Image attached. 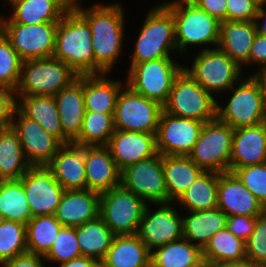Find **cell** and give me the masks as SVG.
Segmentation results:
<instances>
[{"label": "cell", "mask_w": 266, "mask_h": 267, "mask_svg": "<svg viewBox=\"0 0 266 267\" xmlns=\"http://www.w3.org/2000/svg\"><path fill=\"white\" fill-rule=\"evenodd\" d=\"M156 134L116 130L107 147L118 169L149 159L158 154Z\"/></svg>", "instance_id": "cell-20"}, {"label": "cell", "mask_w": 266, "mask_h": 267, "mask_svg": "<svg viewBox=\"0 0 266 267\" xmlns=\"http://www.w3.org/2000/svg\"><path fill=\"white\" fill-rule=\"evenodd\" d=\"M58 23H0V31L22 60L53 57Z\"/></svg>", "instance_id": "cell-13"}, {"label": "cell", "mask_w": 266, "mask_h": 267, "mask_svg": "<svg viewBox=\"0 0 266 267\" xmlns=\"http://www.w3.org/2000/svg\"><path fill=\"white\" fill-rule=\"evenodd\" d=\"M17 109L26 117L38 122L49 134L62 144L72 143L63 133L54 96H16Z\"/></svg>", "instance_id": "cell-28"}, {"label": "cell", "mask_w": 266, "mask_h": 267, "mask_svg": "<svg viewBox=\"0 0 266 267\" xmlns=\"http://www.w3.org/2000/svg\"><path fill=\"white\" fill-rule=\"evenodd\" d=\"M204 122L161 112L156 132L157 151L161 155L188 156L198 140Z\"/></svg>", "instance_id": "cell-16"}, {"label": "cell", "mask_w": 266, "mask_h": 267, "mask_svg": "<svg viewBox=\"0 0 266 267\" xmlns=\"http://www.w3.org/2000/svg\"><path fill=\"white\" fill-rule=\"evenodd\" d=\"M173 14L177 51L187 52V46L212 44L218 46L220 21L200 9L191 0H171L163 3Z\"/></svg>", "instance_id": "cell-3"}, {"label": "cell", "mask_w": 266, "mask_h": 267, "mask_svg": "<svg viewBox=\"0 0 266 267\" xmlns=\"http://www.w3.org/2000/svg\"><path fill=\"white\" fill-rule=\"evenodd\" d=\"M99 200L100 193L93 190H65L55 217L63 226H80L99 216Z\"/></svg>", "instance_id": "cell-25"}, {"label": "cell", "mask_w": 266, "mask_h": 267, "mask_svg": "<svg viewBox=\"0 0 266 267\" xmlns=\"http://www.w3.org/2000/svg\"><path fill=\"white\" fill-rule=\"evenodd\" d=\"M265 6H266V2L260 3L256 18H255L257 33L263 36H266V9H264ZM264 19H265V22H264ZM259 20L261 21L259 22Z\"/></svg>", "instance_id": "cell-54"}, {"label": "cell", "mask_w": 266, "mask_h": 267, "mask_svg": "<svg viewBox=\"0 0 266 267\" xmlns=\"http://www.w3.org/2000/svg\"><path fill=\"white\" fill-rule=\"evenodd\" d=\"M246 259L266 267V211L256 217L255 229L245 242Z\"/></svg>", "instance_id": "cell-45"}, {"label": "cell", "mask_w": 266, "mask_h": 267, "mask_svg": "<svg viewBox=\"0 0 266 267\" xmlns=\"http://www.w3.org/2000/svg\"><path fill=\"white\" fill-rule=\"evenodd\" d=\"M19 180L32 217L55 215L65 190L47 166H31Z\"/></svg>", "instance_id": "cell-17"}, {"label": "cell", "mask_w": 266, "mask_h": 267, "mask_svg": "<svg viewBox=\"0 0 266 267\" xmlns=\"http://www.w3.org/2000/svg\"><path fill=\"white\" fill-rule=\"evenodd\" d=\"M100 262L85 256H81L59 264V267H100Z\"/></svg>", "instance_id": "cell-52"}, {"label": "cell", "mask_w": 266, "mask_h": 267, "mask_svg": "<svg viewBox=\"0 0 266 267\" xmlns=\"http://www.w3.org/2000/svg\"><path fill=\"white\" fill-rule=\"evenodd\" d=\"M217 101V98L215 99L183 69L174 79L163 111L206 123L216 118Z\"/></svg>", "instance_id": "cell-7"}, {"label": "cell", "mask_w": 266, "mask_h": 267, "mask_svg": "<svg viewBox=\"0 0 266 267\" xmlns=\"http://www.w3.org/2000/svg\"><path fill=\"white\" fill-rule=\"evenodd\" d=\"M176 203H158L153 212L146 205L137 236L152 251L154 248L183 238V218L174 207ZM158 205V206H157Z\"/></svg>", "instance_id": "cell-15"}, {"label": "cell", "mask_w": 266, "mask_h": 267, "mask_svg": "<svg viewBox=\"0 0 266 267\" xmlns=\"http://www.w3.org/2000/svg\"><path fill=\"white\" fill-rule=\"evenodd\" d=\"M232 172L266 208V163L247 165Z\"/></svg>", "instance_id": "cell-44"}, {"label": "cell", "mask_w": 266, "mask_h": 267, "mask_svg": "<svg viewBox=\"0 0 266 267\" xmlns=\"http://www.w3.org/2000/svg\"><path fill=\"white\" fill-rule=\"evenodd\" d=\"M17 108L16 93L13 89L0 87V129L11 126Z\"/></svg>", "instance_id": "cell-47"}, {"label": "cell", "mask_w": 266, "mask_h": 267, "mask_svg": "<svg viewBox=\"0 0 266 267\" xmlns=\"http://www.w3.org/2000/svg\"><path fill=\"white\" fill-rule=\"evenodd\" d=\"M217 208L227 216L257 217L266 211L233 172L218 173Z\"/></svg>", "instance_id": "cell-19"}, {"label": "cell", "mask_w": 266, "mask_h": 267, "mask_svg": "<svg viewBox=\"0 0 266 267\" xmlns=\"http://www.w3.org/2000/svg\"><path fill=\"white\" fill-rule=\"evenodd\" d=\"M242 79V80H241ZM236 87L233 85V94L227 105L216 106V117L233 129L258 125L266 122V109L258 85L251 76L242 77Z\"/></svg>", "instance_id": "cell-11"}, {"label": "cell", "mask_w": 266, "mask_h": 267, "mask_svg": "<svg viewBox=\"0 0 266 267\" xmlns=\"http://www.w3.org/2000/svg\"><path fill=\"white\" fill-rule=\"evenodd\" d=\"M4 221V218H3V216H2V214L0 213V225H1V223Z\"/></svg>", "instance_id": "cell-56"}, {"label": "cell", "mask_w": 266, "mask_h": 267, "mask_svg": "<svg viewBox=\"0 0 266 267\" xmlns=\"http://www.w3.org/2000/svg\"><path fill=\"white\" fill-rule=\"evenodd\" d=\"M27 253L26 225L4 220L0 225V265Z\"/></svg>", "instance_id": "cell-41"}, {"label": "cell", "mask_w": 266, "mask_h": 267, "mask_svg": "<svg viewBox=\"0 0 266 267\" xmlns=\"http://www.w3.org/2000/svg\"><path fill=\"white\" fill-rule=\"evenodd\" d=\"M22 59L0 31V87L15 91L20 77Z\"/></svg>", "instance_id": "cell-43"}, {"label": "cell", "mask_w": 266, "mask_h": 267, "mask_svg": "<svg viewBox=\"0 0 266 267\" xmlns=\"http://www.w3.org/2000/svg\"><path fill=\"white\" fill-rule=\"evenodd\" d=\"M113 116L85 111L80 134L72 143L80 146H107L115 131Z\"/></svg>", "instance_id": "cell-40"}, {"label": "cell", "mask_w": 266, "mask_h": 267, "mask_svg": "<svg viewBox=\"0 0 266 267\" xmlns=\"http://www.w3.org/2000/svg\"><path fill=\"white\" fill-rule=\"evenodd\" d=\"M200 9L206 11L210 16L215 17L220 22L227 20L228 0H191Z\"/></svg>", "instance_id": "cell-49"}, {"label": "cell", "mask_w": 266, "mask_h": 267, "mask_svg": "<svg viewBox=\"0 0 266 267\" xmlns=\"http://www.w3.org/2000/svg\"><path fill=\"white\" fill-rule=\"evenodd\" d=\"M162 166L168 203L176 202L204 171L189 156L182 155H162Z\"/></svg>", "instance_id": "cell-31"}, {"label": "cell", "mask_w": 266, "mask_h": 267, "mask_svg": "<svg viewBox=\"0 0 266 267\" xmlns=\"http://www.w3.org/2000/svg\"><path fill=\"white\" fill-rule=\"evenodd\" d=\"M218 173L203 171L175 202L187 211L217 208Z\"/></svg>", "instance_id": "cell-35"}, {"label": "cell", "mask_w": 266, "mask_h": 267, "mask_svg": "<svg viewBox=\"0 0 266 267\" xmlns=\"http://www.w3.org/2000/svg\"><path fill=\"white\" fill-rule=\"evenodd\" d=\"M234 129L217 117L204 123L188 155L204 171L229 172Z\"/></svg>", "instance_id": "cell-10"}, {"label": "cell", "mask_w": 266, "mask_h": 267, "mask_svg": "<svg viewBox=\"0 0 266 267\" xmlns=\"http://www.w3.org/2000/svg\"><path fill=\"white\" fill-rule=\"evenodd\" d=\"M30 167L16 131L0 129V180L20 179Z\"/></svg>", "instance_id": "cell-34"}, {"label": "cell", "mask_w": 266, "mask_h": 267, "mask_svg": "<svg viewBox=\"0 0 266 267\" xmlns=\"http://www.w3.org/2000/svg\"><path fill=\"white\" fill-rule=\"evenodd\" d=\"M162 111L160 103L135 92L125 84L117 97L114 128L156 134Z\"/></svg>", "instance_id": "cell-12"}, {"label": "cell", "mask_w": 266, "mask_h": 267, "mask_svg": "<svg viewBox=\"0 0 266 267\" xmlns=\"http://www.w3.org/2000/svg\"><path fill=\"white\" fill-rule=\"evenodd\" d=\"M249 63L266 66V36L256 34L249 53Z\"/></svg>", "instance_id": "cell-50"}, {"label": "cell", "mask_w": 266, "mask_h": 267, "mask_svg": "<svg viewBox=\"0 0 266 267\" xmlns=\"http://www.w3.org/2000/svg\"><path fill=\"white\" fill-rule=\"evenodd\" d=\"M259 6L257 0H228L227 20L255 21Z\"/></svg>", "instance_id": "cell-46"}, {"label": "cell", "mask_w": 266, "mask_h": 267, "mask_svg": "<svg viewBox=\"0 0 266 267\" xmlns=\"http://www.w3.org/2000/svg\"><path fill=\"white\" fill-rule=\"evenodd\" d=\"M256 217L232 215L227 216L226 228L244 242L255 229Z\"/></svg>", "instance_id": "cell-48"}, {"label": "cell", "mask_w": 266, "mask_h": 267, "mask_svg": "<svg viewBox=\"0 0 266 267\" xmlns=\"http://www.w3.org/2000/svg\"><path fill=\"white\" fill-rule=\"evenodd\" d=\"M11 127L16 131L26 160L31 166H47L63 145L38 122L24 116L17 108Z\"/></svg>", "instance_id": "cell-18"}, {"label": "cell", "mask_w": 266, "mask_h": 267, "mask_svg": "<svg viewBox=\"0 0 266 267\" xmlns=\"http://www.w3.org/2000/svg\"><path fill=\"white\" fill-rule=\"evenodd\" d=\"M81 256L82 253L76 237V227L63 226L49 252L43 258L45 262L60 264Z\"/></svg>", "instance_id": "cell-42"}, {"label": "cell", "mask_w": 266, "mask_h": 267, "mask_svg": "<svg viewBox=\"0 0 266 267\" xmlns=\"http://www.w3.org/2000/svg\"><path fill=\"white\" fill-rule=\"evenodd\" d=\"M78 78L66 63L54 57L23 60L16 96H55Z\"/></svg>", "instance_id": "cell-5"}, {"label": "cell", "mask_w": 266, "mask_h": 267, "mask_svg": "<svg viewBox=\"0 0 266 267\" xmlns=\"http://www.w3.org/2000/svg\"><path fill=\"white\" fill-rule=\"evenodd\" d=\"M73 0L72 7L88 22L92 33L95 75L109 74L122 54L124 9L120 3L94 4L84 9Z\"/></svg>", "instance_id": "cell-1"}, {"label": "cell", "mask_w": 266, "mask_h": 267, "mask_svg": "<svg viewBox=\"0 0 266 267\" xmlns=\"http://www.w3.org/2000/svg\"><path fill=\"white\" fill-rule=\"evenodd\" d=\"M258 85L266 109V66L260 67L255 74L250 75Z\"/></svg>", "instance_id": "cell-53"}, {"label": "cell", "mask_w": 266, "mask_h": 267, "mask_svg": "<svg viewBox=\"0 0 266 267\" xmlns=\"http://www.w3.org/2000/svg\"><path fill=\"white\" fill-rule=\"evenodd\" d=\"M114 236L99 216L76 227V237L82 256L99 262L106 255Z\"/></svg>", "instance_id": "cell-36"}, {"label": "cell", "mask_w": 266, "mask_h": 267, "mask_svg": "<svg viewBox=\"0 0 266 267\" xmlns=\"http://www.w3.org/2000/svg\"><path fill=\"white\" fill-rule=\"evenodd\" d=\"M184 65L172 57L144 61L129 67L126 84L135 92L162 106L167 102L174 79Z\"/></svg>", "instance_id": "cell-8"}, {"label": "cell", "mask_w": 266, "mask_h": 267, "mask_svg": "<svg viewBox=\"0 0 266 267\" xmlns=\"http://www.w3.org/2000/svg\"><path fill=\"white\" fill-rule=\"evenodd\" d=\"M47 167L64 190L86 189L84 146L63 144Z\"/></svg>", "instance_id": "cell-24"}, {"label": "cell", "mask_w": 266, "mask_h": 267, "mask_svg": "<svg viewBox=\"0 0 266 267\" xmlns=\"http://www.w3.org/2000/svg\"><path fill=\"white\" fill-rule=\"evenodd\" d=\"M134 46L130 66L170 57L173 49L177 51L173 14L163 3L147 12Z\"/></svg>", "instance_id": "cell-4"}, {"label": "cell", "mask_w": 266, "mask_h": 267, "mask_svg": "<svg viewBox=\"0 0 266 267\" xmlns=\"http://www.w3.org/2000/svg\"><path fill=\"white\" fill-rule=\"evenodd\" d=\"M150 264L153 267H204L203 251L185 238L154 248Z\"/></svg>", "instance_id": "cell-32"}, {"label": "cell", "mask_w": 266, "mask_h": 267, "mask_svg": "<svg viewBox=\"0 0 266 267\" xmlns=\"http://www.w3.org/2000/svg\"><path fill=\"white\" fill-rule=\"evenodd\" d=\"M73 0H12L10 18L0 16V23H58L72 7Z\"/></svg>", "instance_id": "cell-23"}, {"label": "cell", "mask_w": 266, "mask_h": 267, "mask_svg": "<svg viewBox=\"0 0 266 267\" xmlns=\"http://www.w3.org/2000/svg\"><path fill=\"white\" fill-rule=\"evenodd\" d=\"M53 57L66 63L78 75H95L91 29L73 7L58 22Z\"/></svg>", "instance_id": "cell-2"}, {"label": "cell", "mask_w": 266, "mask_h": 267, "mask_svg": "<svg viewBox=\"0 0 266 267\" xmlns=\"http://www.w3.org/2000/svg\"><path fill=\"white\" fill-rule=\"evenodd\" d=\"M147 203L121 184L100 193L99 217L115 236L137 235Z\"/></svg>", "instance_id": "cell-9"}, {"label": "cell", "mask_w": 266, "mask_h": 267, "mask_svg": "<svg viewBox=\"0 0 266 267\" xmlns=\"http://www.w3.org/2000/svg\"><path fill=\"white\" fill-rule=\"evenodd\" d=\"M210 267H260V266L254 264L253 262H251L248 259H244L241 261L215 264V265H212Z\"/></svg>", "instance_id": "cell-55"}, {"label": "cell", "mask_w": 266, "mask_h": 267, "mask_svg": "<svg viewBox=\"0 0 266 267\" xmlns=\"http://www.w3.org/2000/svg\"><path fill=\"white\" fill-rule=\"evenodd\" d=\"M62 227L55 215L32 217L26 224L27 252L44 257Z\"/></svg>", "instance_id": "cell-38"}, {"label": "cell", "mask_w": 266, "mask_h": 267, "mask_svg": "<svg viewBox=\"0 0 266 267\" xmlns=\"http://www.w3.org/2000/svg\"><path fill=\"white\" fill-rule=\"evenodd\" d=\"M256 34L255 21H221L217 47L243 70L242 64H249V53Z\"/></svg>", "instance_id": "cell-27"}, {"label": "cell", "mask_w": 266, "mask_h": 267, "mask_svg": "<svg viewBox=\"0 0 266 267\" xmlns=\"http://www.w3.org/2000/svg\"><path fill=\"white\" fill-rule=\"evenodd\" d=\"M151 251L137 235L114 236L101 267H150Z\"/></svg>", "instance_id": "cell-30"}, {"label": "cell", "mask_w": 266, "mask_h": 267, "mask_svg": "<svg viewBox=\"0 0 266 267\" xmlns=\"http://www.w3.org/2000/svg\"><path fill=\"white\" fill-rule=\"evenodd\" d=\"M259 3L266 2V0H257Z\"/></svg>", "instance_id": "cell-57"}, {"label": "cell", "mask_w": 266, "mask_h": 267, "mask_svg": "<svg viewBox=\"0 0 266 267\" xmlns=\"http://www.w3.org/2000/svg\"><path fill=\"white\" fill-rule=\"evenodd\" d=\"M266 163V122L234 129L229 172Z\"/></svg>", "instance_id": "cell-22"}, {"label": "cell", "mask_w": 266, "mask_h": 267, "mask_svg": "<svg viewBox=\"0 0 266 267\" xmlns=\"http://www.w3.org/2000/svg\"><path fill=\"white\" fill-rule=\"evenodd\" d=\"M0 213L4 220L25 225L32 218L29 203L19 179L0 180Z\"/></svg>", "instance_id": "cell-39"}, {"label": "cell", "mask_w": 266, "mask_h": 267, "mask_svg": "<svg viewBox=\"0 0 266 267\" xmlns=\"http://www.w3.org/2000/svg\"><path fill=\"white\" fill-rule=\"evenodd\" d=\"M184 70L208 93L216 98L215 93H223L242 78V68L220 48L203 47Z\"/></svg>", "instance_id": "cell-6"}, {"label": "cell", "mask_w": 266, "mask_h": 267, "mask_svg": "<svg viewBox=\"0 0 266 267\" xmlns=\"http://www.w3.org/2000/svg\"><path fill=\"white\" fill-rule=\"evenodd\" d=\"M121 185L147 204L168 203L162 155L129 165L121 171Z\"/></svg>", "instance_id": "cell-14"}, {"label": "cell", "mask_w": 266, "mask_h": 267, "mask_svg": "<svg viewBox=\"0 0 266 267\" xmlns=\"http://www.w3.org/2000/svg\"><path fill=\"white\" fill-rule=\"evenodd\" d=\"M44 261L42 256L27 252L5 261L0 267H45Z\"/></svg>", "instance_id": "cell-51"}, {"label": "cell", "mask_w": 266, "mask_h": 267, "mask_svg": "<svg viewBox=\"0 0 266 267\" xmlns=\"http://www.w3.org/2000/svg\"><path fill=\"white\" fill-rule=\"evenodd\" d=\"M54 98L62 131L73 142L80 134L85 114L83 75H78L76 80L63 88Z\"/></svg>", "instance_id": "cell-26"}, {"label": "cell", "mask_w": 266, "mask_h": 267, "mask_svg": "<svg viewBox=\"0 0 266 267\" xmlns=\"http://www.w3.org/2000/svg\"><path fill=\"white\" fill-rule=\"evenodd\" d=\"M86 189L103 193L121 184V171L107 146H84Z\"/></svg>", "instance_id": "cell-21"}, {"label": "cell", "mask_w": 266, "mask_h": 267, "mask_svg": "<svg viewBox=\"0 0 266 267\" xmlns=\"http://www.w3.org/2000/svg\"><path fill=\"white\" fill-rule=\"evenodd\" d=\"M202 251L205 266L246 259L245 242L226 227L216 232Z\"/></svg>", "instance_id": "cell-37"}, {"label": "cell", "mask_w": 266, "mask_h": 267, "mask_svg": "<svg viewBox=\"0 0 266 267\" xmlns=\"http://www.w3.org/2000/svg\"><path fill=\"white\" fill-rule=\"evenodd\" d=\"M183 218V238L202 250L211 237L226 227L227 215L219 208L205 211H188Z\"/></svg>", "instance_id": "cell-33"}, {"label": "cell", "mask_w": 266, "mask_h": 267, "mask_svg": "<svg viewBox=\"0 0 266 267\" xmlns=\"http://www.w3.org/2000/svg\"><path fill=\"white\" fill-rule=\"evenodd\" d=\"M107 76L106 73L83 75L85 111L114 114L118 94L126 82Z\"/></svg>", "instance_id": "cell-29"}]
</instances>
